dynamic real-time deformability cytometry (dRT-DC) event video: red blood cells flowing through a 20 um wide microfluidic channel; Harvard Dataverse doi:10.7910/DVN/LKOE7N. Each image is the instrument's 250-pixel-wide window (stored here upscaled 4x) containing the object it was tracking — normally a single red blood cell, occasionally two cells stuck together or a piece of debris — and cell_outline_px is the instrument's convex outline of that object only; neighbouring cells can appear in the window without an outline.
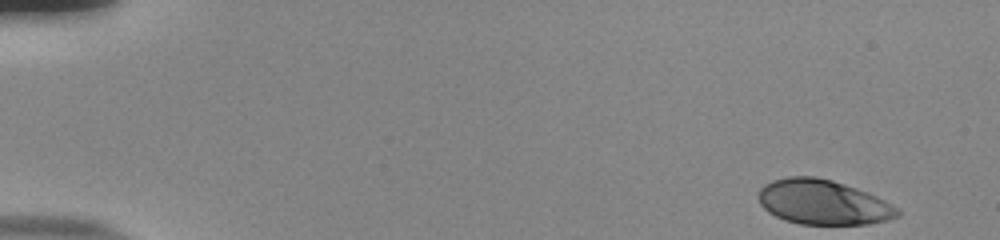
{"species": "human", "species_latin": "Homo sapiens", "temperature_condition": "room temperature", "stored_images_in_passage": 51, "camera_frame_rate_fps": 3000, "um_per_image_px": 0.085, "donor": {"sex": "male"}, "frame": {"image": 1, "passage_image": 1, "time_ms": 0.0, "image_size_px": [1000, 240], "cell_outline_px": [[900, 216], [888, 220], [868, 224], [800, 224], [784, 220], [768, 212], [760, 204], [760, 188], [764, 184], [772, 180], [788, 176], [816, 176], [832, 180], [856, 188], [876, 196], [884, 200], [896, 208], [900, 212]], "centroid_in_image_um": [69.95, 17.19], "position_along_channel_um": 15.1, "area_um2": 36.18}}
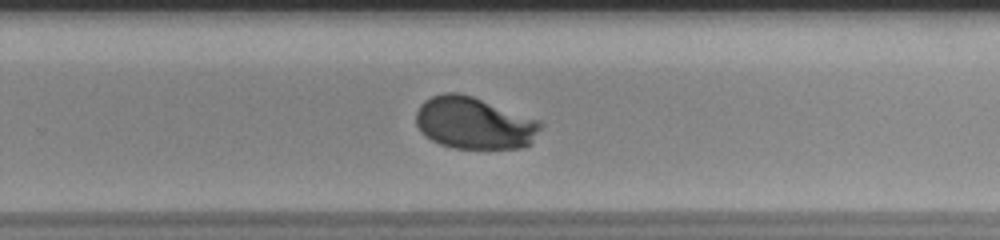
{"frame": {"image": 2, "passage_image": 34, "time_ms": 11.0, "image_size_px": [1000, 240], "cell_outline_px": [[544, 124], [532, 144], [520, 148], [452, 148], [440, 144], [424, 136], [420, 132], [416, 124], [416, 112], [420, 104], [424, 100], [432, 96], [444, 92], [460, 92], [472, 96], [540, 120]], "centroid_in_image_um": [40.31, 10.46], "position_along_channel_um": 289.5, "area_um2": 38.15}}
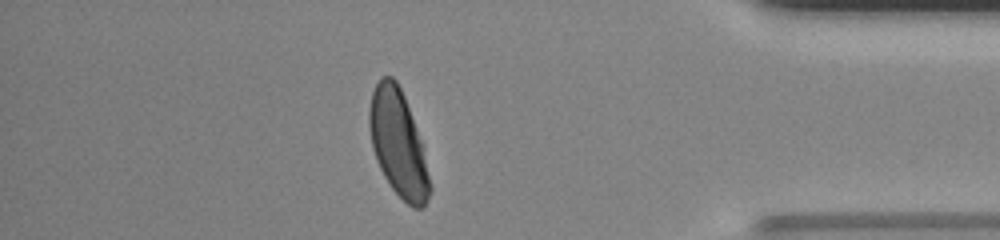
{"frame": {"image": 3, "passage_image": 45, "time_ms": 14.667, "image_size_px": [1000, 240], "cell_outline_px": [[432, 192], [424, 208], [412, 208], [392, 188], [384, 176], [376, 160], [372, 148], [368, 124], [368, 112], [372, 92], [380, 76], [392, 76], [396, 80], [404, 96], [424, 144], [432, 188]], "centroid_in_image_um": [33.87, 12.21], "position_along_channel_um": 401.3, "area_um2": 38.15}, "authors_computed_cell_mechanics": {"area_um2": 37.8012, "velocity_mm_per_s": 3.8246, "shape_relaxation_time_tau1_ms": 2.9489, "shape_relaxation_time_tau2_ms": null, "deformation_change_tau1": 0.1661, "deformation_change_tau2": null}}